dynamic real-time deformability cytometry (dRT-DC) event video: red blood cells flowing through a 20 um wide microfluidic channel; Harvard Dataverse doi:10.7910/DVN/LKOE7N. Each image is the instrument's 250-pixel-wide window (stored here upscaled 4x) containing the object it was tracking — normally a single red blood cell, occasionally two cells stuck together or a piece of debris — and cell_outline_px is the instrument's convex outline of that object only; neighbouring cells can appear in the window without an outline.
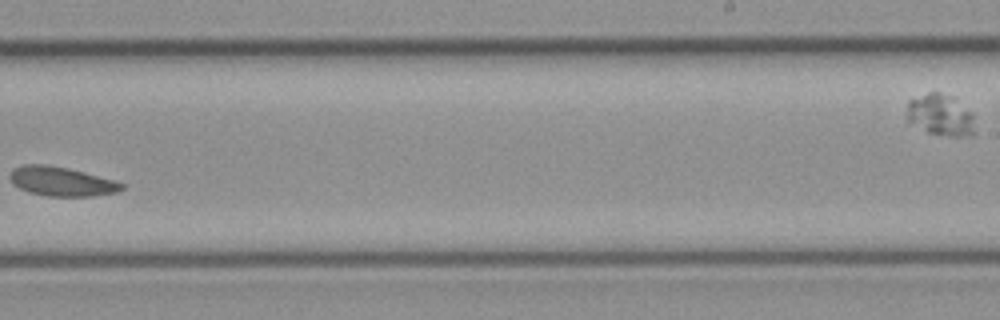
{"species": "common noctule bat (a hibernating species)", "species_latin": "Nyctalus noctula", "temperature_condition": "cold", "stored_images_in_passage": 15, "segment_of_instrument_passage": [2, 2], "camera_frame_rate_fps": 3000, "um_per_image_px": 0.085, "animal": {"sex": "female", "body_mass_g": 21.9}, "frame": {"image": 1, "passage_image": 15, "time_ms": 4.667, "image_size_px": [1000, 320], "cell_outline_px": [[976, 136], [952, 136], [928, 132], [908, 120], [908, 100], [928, 92], [940, 92], [956, 96], [972, 112], [976, 132]], "centroid_in_image_um": [80.03, 9.75], "position_along_channel_um": 209.0, "area_um2": 16.76}}